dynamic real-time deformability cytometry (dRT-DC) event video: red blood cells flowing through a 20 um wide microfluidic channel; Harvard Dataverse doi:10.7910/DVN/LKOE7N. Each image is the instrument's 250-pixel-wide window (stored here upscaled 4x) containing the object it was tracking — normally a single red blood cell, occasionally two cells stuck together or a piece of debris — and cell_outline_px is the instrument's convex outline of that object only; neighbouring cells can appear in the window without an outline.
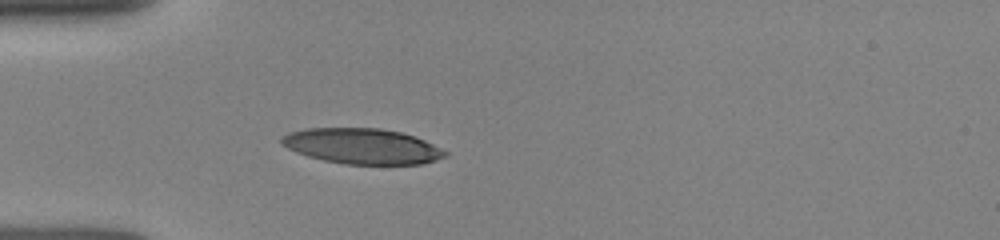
{"species": "human", "species_latin": "Homo sapiens", "temperature_condition": "room temperature", "stored_images_in_passage": 3, "camera_frame_rate_fps": 3000, "um_per_image_px": 0.085, "donor": {"sex": "female"}, "frame": {"image": 1, "passage_image": 1, "time_ms": 0.0, "image_size_px": [1000, 240], "cell_outline_px": [[448, 156], [424, 164], [344, 164], [324, 160], [308, 156], [296, 152], [280, 144], [280, 136], [288, 132], [308, 128], [380, 128], [400, 132], [424, 140], [448, 152]], "centroid_in_image_um": [30.76, 12.42], "position_along_channel_um": 54.2, "area_um2": 33.87}}